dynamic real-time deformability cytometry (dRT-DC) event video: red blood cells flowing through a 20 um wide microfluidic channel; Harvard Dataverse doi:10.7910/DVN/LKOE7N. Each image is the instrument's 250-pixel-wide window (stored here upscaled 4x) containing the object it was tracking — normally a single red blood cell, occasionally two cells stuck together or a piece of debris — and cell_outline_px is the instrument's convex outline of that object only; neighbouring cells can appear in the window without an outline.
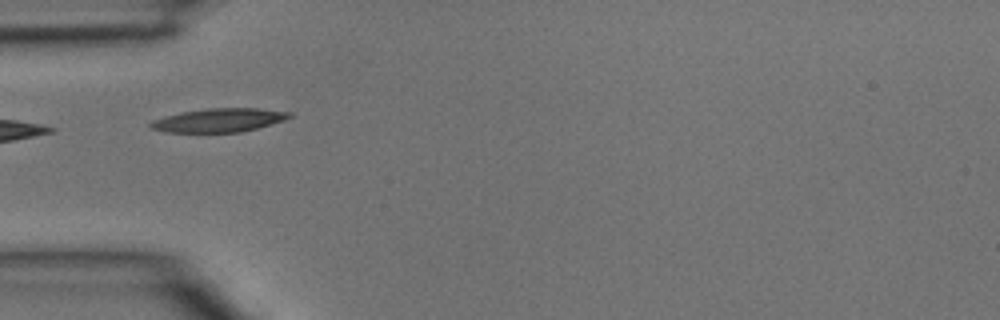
{"species": "common noctule bat (a hibernating species)", "species_latin": "Nyctalus noctula", "temperature_condition": "room temperature", "stored_images_in_passage": 2, "camera_frame_rate_fps": 3000, "um_per_image_px": 0.085, "animal": {"sex": "male", "body_mass_g": 15.6}, "frame": {"image": 1, "passage_image": 2, "time_ms": 0.333, "image_size_px": [1000, 320], "cell_outline_px": [[292, 116], [284, 120], [256, 128], [240, 132], [164, 132], [152, 128], [148, 124], [152, 120], [164, 116], [180, 112], [208, 108], [256, 108], [292, 112]], "centroid_in_image_um": [18.58, 10.21], "position_along_channel_um": 66.4, "area_um2": 19.07}}